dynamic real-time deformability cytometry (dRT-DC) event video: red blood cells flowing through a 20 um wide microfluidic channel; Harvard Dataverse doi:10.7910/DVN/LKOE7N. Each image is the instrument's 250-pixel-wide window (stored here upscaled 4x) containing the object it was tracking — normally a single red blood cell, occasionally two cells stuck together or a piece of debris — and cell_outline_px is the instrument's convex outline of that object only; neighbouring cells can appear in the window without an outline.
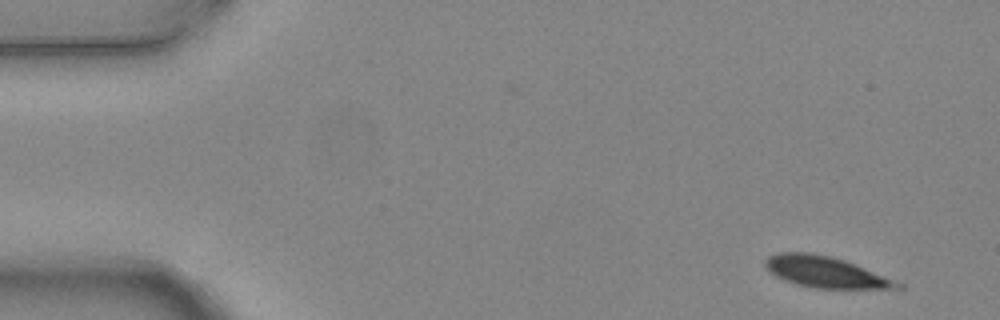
{"species": "common noctule bat (a hibernating species)", "species_latin": "Nyctalus noctula", "temperature_condition": "warm", "stored_images_in_passage": 5, "camera_frame_rate_fps": 3000, "um_per_image_px": 0.085, "animal": {"sex": "female", "body_mass_g": 24.6, "forearm_length_mm": 56.2}, "frame": {"image": 1, "passage_image": 1, "time_ms": 0.0, "image_size_px": [1000, 320], "cell_outline_px": [[904, 288], [808, 288], [784, 280], [768, 272], [764, 268], [764, 260], [768, 256], [776, 252], [812, 252], [832, 256], [844, 260], [904, 284]], "centroid_in_image_um": [70.07, 23.11], "position_along_channel_um": 14.9, "area_um2": 24.04}}